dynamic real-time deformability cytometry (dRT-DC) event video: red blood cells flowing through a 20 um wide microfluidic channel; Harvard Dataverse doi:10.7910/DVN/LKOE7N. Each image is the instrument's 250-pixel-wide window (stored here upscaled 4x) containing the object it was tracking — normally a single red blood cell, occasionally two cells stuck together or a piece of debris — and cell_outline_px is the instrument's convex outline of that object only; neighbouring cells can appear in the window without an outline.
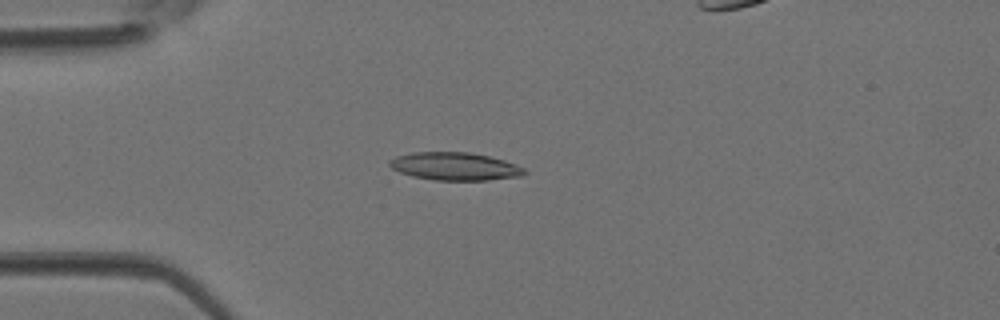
{"species": "Egyptian fruit bat (a non-hibernating species)", "species_latin": "Rousettus aegyptiacus", "temperature_condition": "room temperature", "stored_images_in_passage": 2, "camera_frame_rate_fps": 3000, "um_per_image_px": 0.085, "animal": {"sex": "female"}, "frame": {"image": 1, "passage_image": 1, "time_ms": 0.0, "image_size_px": [1000, 320], "cell_outline_px": [[528, 172], [524, 176], [488, 180], [436, 180], [412, 176], [400, 172], [392, 168], [388, 164], [388, 160], [396, 156], [412, 152], [468, 152], [488, 156], [504, 160], [516, 164], [524, 168]], "centroid_in_image_um": [38.68, 14.14], "position_along_channel_um": 46.3, "area_um2": 22.02}}